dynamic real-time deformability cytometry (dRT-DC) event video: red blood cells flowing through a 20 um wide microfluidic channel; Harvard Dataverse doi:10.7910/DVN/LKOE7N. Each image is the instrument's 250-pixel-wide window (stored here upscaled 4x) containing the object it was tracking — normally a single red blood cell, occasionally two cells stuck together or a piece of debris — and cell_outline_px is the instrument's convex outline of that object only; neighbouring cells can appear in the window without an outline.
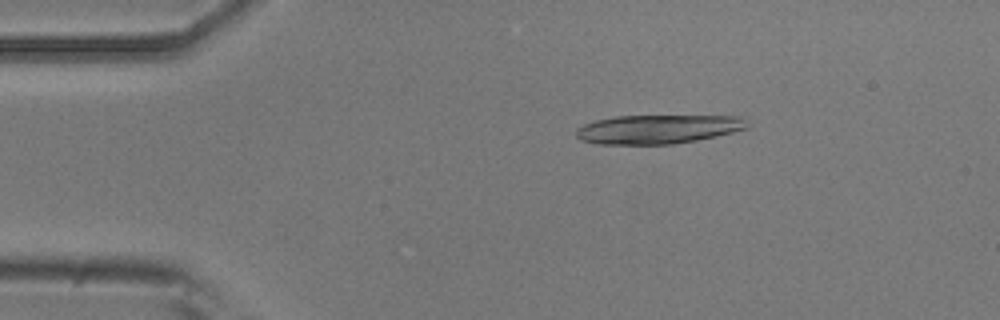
{"species": "common noctule bat (a hibernating species)", "species_latin": "Nyctalus noctula", "temperature_condition": "room temperature", "stored_images_in_passage": 5, "camera_frame_rate_fps": 3000, "um_per_image_px": 0.085, "animal": {"sex": "male", "body_mass_g": 20.5, "forearm_length_mm": 52.5}, "frame": {"image": 1, "passage_image": 3, "time_ms": 0.667, "image_size_px": [1000, 320], "cell_outline_px": [[748, 128], [716, 136], [696, 140], [672, 144], [600, 144], [580, 140], [576, 136], [576, 128], [584, 124], [596, 120], [616, 116], [744, 116], [748, 124]], "centroid_in_image_um": [55.92, 10.98], "position_along_channel_um": 29.1, "area_um2": 28.84}}